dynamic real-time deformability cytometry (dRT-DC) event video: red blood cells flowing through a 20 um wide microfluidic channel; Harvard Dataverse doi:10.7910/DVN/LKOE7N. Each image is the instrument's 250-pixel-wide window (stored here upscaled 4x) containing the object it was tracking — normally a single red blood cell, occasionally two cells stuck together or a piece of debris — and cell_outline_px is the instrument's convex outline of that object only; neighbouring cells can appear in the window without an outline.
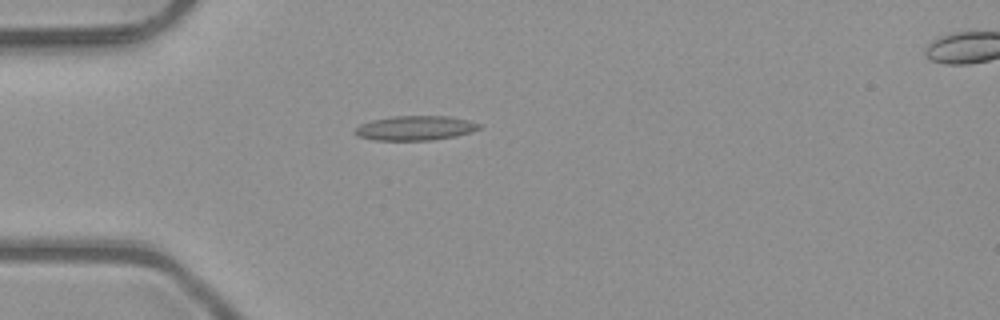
{"species": "common noctule bat (a hibernating species)", "species_latin": "Nyctalus noctula", "temperature_condition": "room temperature", "stored_images_in_passage": 2, "camera_frame_rate_fps": 3000, "um_per_image_px": 0.085, "animal": {"sex": "male", "body_mass_g": 23.1, "forearm_length_mm": 52.7}, "frame": {"image": 1, "passage_image": 1, "time_ms": 0.0, "image_size_px": [1000, 320], "cell_outline_px": [[480, 128], [456, 136], [432, 140], [376, 140], [356, 136], [352, 132], [360, 124], [372, 120], [392, 116], [448, 116], [468, 120], [480, 124]], "centroid_in_image_um": [35.24, 10.88], "position_along_channel_um": 49.8, "area_um2": 17.69}}